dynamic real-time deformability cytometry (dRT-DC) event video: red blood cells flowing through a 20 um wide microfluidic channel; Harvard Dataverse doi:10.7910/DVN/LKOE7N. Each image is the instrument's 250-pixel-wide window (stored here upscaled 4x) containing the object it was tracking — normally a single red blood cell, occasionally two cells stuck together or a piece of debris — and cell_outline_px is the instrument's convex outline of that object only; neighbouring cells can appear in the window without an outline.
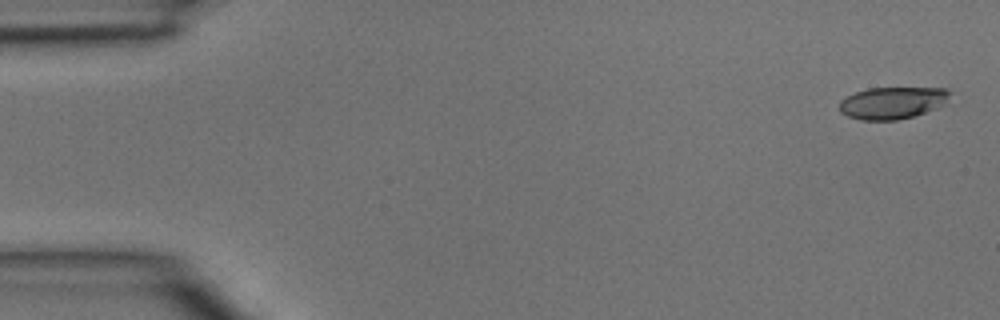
{"species": "common noctule bat (a hibernating species)", "species_latin": "Nyctalus noctula", "temperature_condition": "room temperature", "stored_images_in_passage": 4, "camera_frame_rate_fps": 3000, "um_per_image_px": 0.085, "animal": {"sex": "male", "body_mass_g": 15.6}, "frame": {"image": 1, "passage_image": 1, "time_ms": 0.0, "image_size_px": [1000, 320], "cell_outline_px": [[952, 92], [944, 104], [924, 112], [912, 116], [896, 120], [860, 120], [848, 116], [840, 112], [840, 100], [856, 92], [868, 88], [944, 88]], "centroid_in_image_um": [75.84, 8.74], "position_along_channel_um": 9.2, "area_um2": 20.4}}
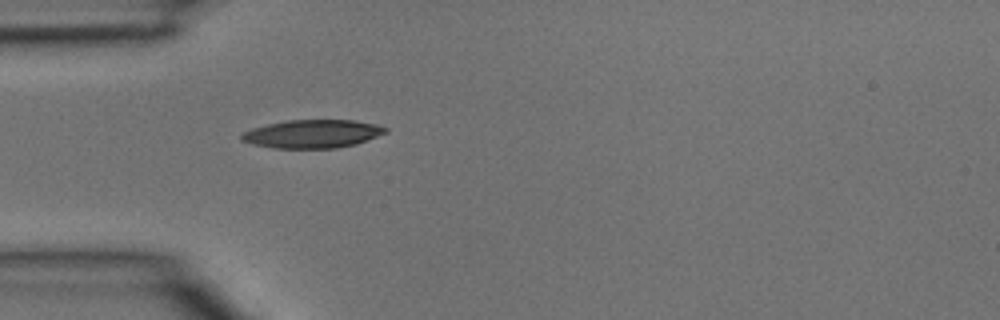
{"frame": {"image": 2, "passage_image": 4, "time_ms": 1.0, "image_size_px": [1000, 320], "cell_outline_px": [[388, 132], [356, 144], [336, 148], [272, 148], [252, 144], [240, 140], [240, 136], [244, 132], [252, 128], [268, 124], [288, 120], [356, 120], [376, 124], [388, 128]], "centroid_in_image_um": [26.57, 11.38], "position_along_channel_um": 58.4, "area_um2": 23.76}}